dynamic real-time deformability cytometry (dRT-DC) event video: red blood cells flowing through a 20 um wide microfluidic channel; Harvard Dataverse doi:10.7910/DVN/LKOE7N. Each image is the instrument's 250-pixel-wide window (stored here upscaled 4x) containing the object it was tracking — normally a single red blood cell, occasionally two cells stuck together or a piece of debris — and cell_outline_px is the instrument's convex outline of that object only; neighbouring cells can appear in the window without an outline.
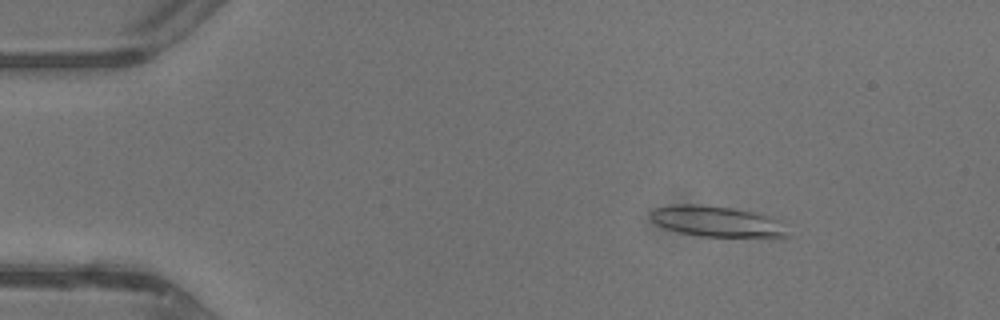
{"species": "common noctule bat (a hibernating species)", "species_latin": "Nyctalus noctula", "temperature_condition": "warm", "stored_images_in_passage": 44, "camera_frame_rate_fps": 3000, "um_per_image_px": 0.085, "animal": {"sex": "male", "body_mass_g": 13.3}, "frame": {"image": 1, "passage_image": 7, "time_ms": 2.0, "image_size_px": [1000, 320], "cell_outline_px": [[792, 236], [784, 240], [700, 236], [680, 232], [656, 224], [648, 216], [648, 212], [652, 208], [676, 204], [696, 204], [732, 208], [752, 212], [780, 220]], "centroid_in_image_um": [61.06, 18.87], "position_along_channel_um": 23.9, "area_um2": 25.61}}
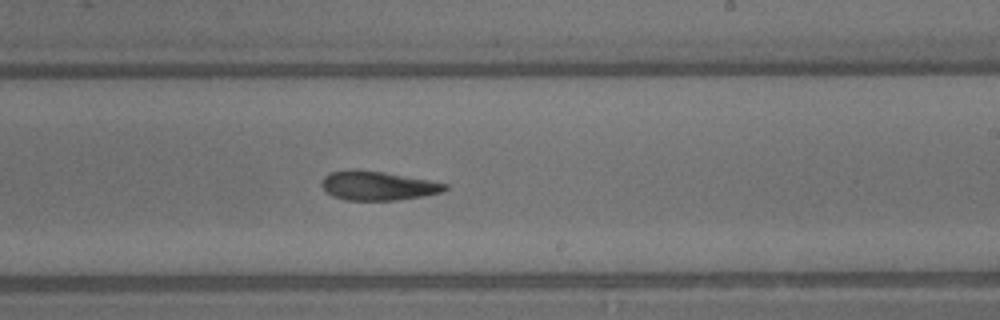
{"frame": {"image": 2, "passage_image": 27, "time_ms": 8.667, "image_size_px": [1000, 320], "cell_outline_px": [[448, 188], [440, 192], [424, 196], [396, 200], [344, 200], [332, 196], [320, 184], [324, 176], [332, 172], [352, 168], [384, 172], [428, 180], [448, 184]], "centroid_in_image_um": [32.08, 15.78], "position_along_channel_um": 256.9, "area_um2": 20.87}}
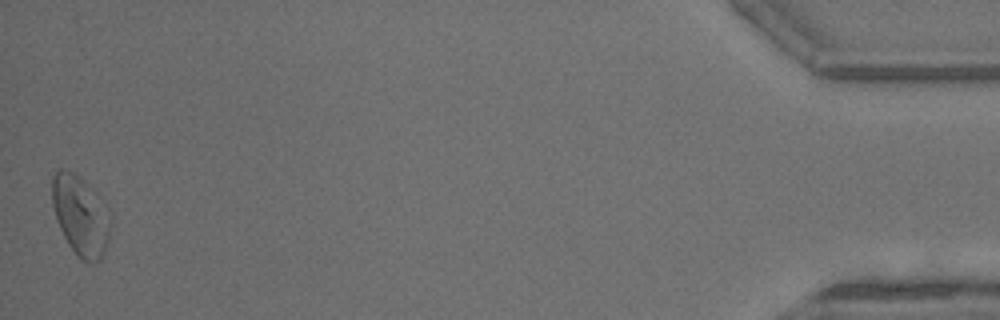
{"frame": {"image": 3, "passage_image": 44, "time_ms": 14.333, "image_size_px": [1000, 320], "cell_outline_px": [[112, 224], [108, 240], [104, 252], [100, 260], [92, 264], [84, 260], [68, 244], [56, 220], [52, 204], [52, 176], [60, 168], [64, 168], [72, 172], [88, 184], [112, 212]], "centroid_in_image_um": [6.88, 18.31], "position_along_channel_um": 428.3, "area_um2": 27.34}, "authors_computed_cell_mechanics": {"area_um2": 21.9351, "velocity_mm_per_s": 4.7292, "shape_relaxation_time_tau1_ms": 4.0575, "shape_relaxation_time_tau2_ms": 3.9657, "deformation_change_tau1": 0.1681, "deformation_change_tau2": 0.156}}